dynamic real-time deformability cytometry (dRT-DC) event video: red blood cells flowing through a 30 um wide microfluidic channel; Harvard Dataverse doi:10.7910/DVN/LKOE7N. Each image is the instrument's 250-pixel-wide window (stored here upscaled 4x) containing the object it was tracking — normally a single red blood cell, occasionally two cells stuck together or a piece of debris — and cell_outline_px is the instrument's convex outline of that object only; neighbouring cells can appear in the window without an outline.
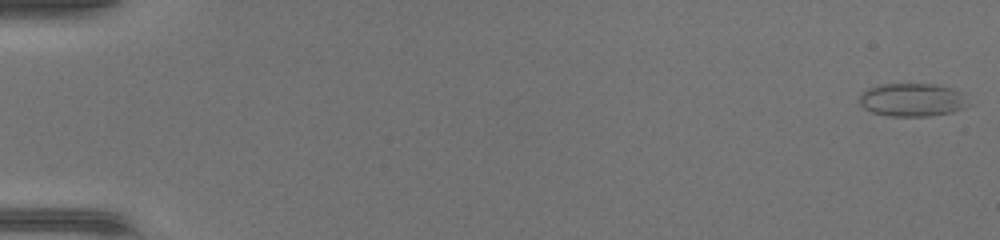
{"species": "common noctule bat (a hibernating species)", "species_latin": "Nyctalus noctula", "temperature_condition": "warm", "stored_images_in_passage": 47, "camera_frame_rate_fps": 3000, "um_per_image_px": 0.085, "animal": {"sex": "female", "body_mass_g": 17.0, "forearm_length_mm": 48.0}, "frame": {"image": 1, "passage_image": 1, "time_ms": 0.0, "image_size_px": [1000, 240], "cell_outline_px": [[972, 104], [964, 108], [952, 112], [928, 116], [888, 116], [872, 112], [864, 108], [860, 104], [860, 96], [868, 88], [880, 84], [932, 84], [952, 88], [960, 92]], "centroid_in_image_um": [77.57, 8.49], "position_along_channel_um": 7.4, "area_um2": 21.1}}
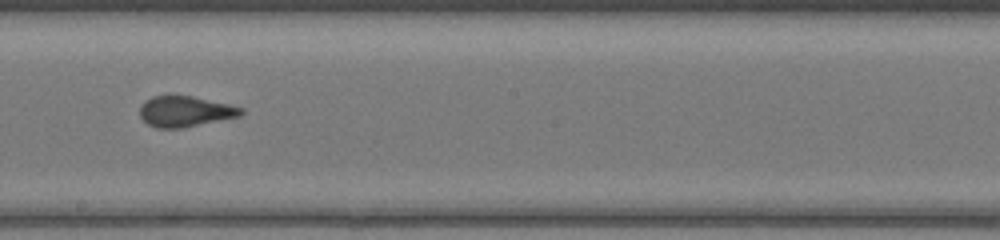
{"frame": {"image": 2, "passage_image": 28, "time_ms": 9.0, "image_size_px": [1000, 240], "cell_outline_px": [[244, 112], [240, 116], [184, 128], [156, 128], [148, 124], [140, 116], [140, 104], [152, 96], [168, 92], [192, 96], [228, 104], [244, 108]], "centroid_in_image_um": [15.7, 9.43], "position_along_channel_um": 232.5, "area_um2": 18.67}}
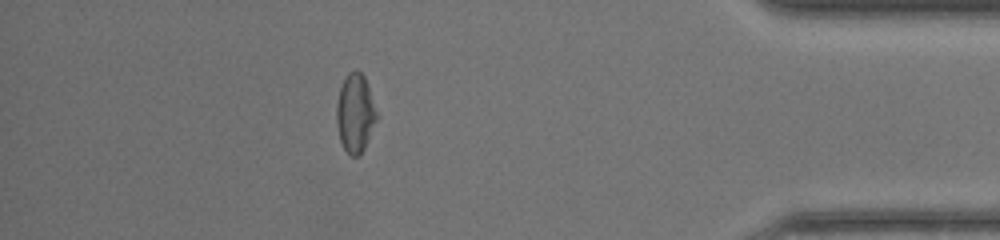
{"frame": {"image": 3, "passage_image": 42, "time_ms": 13.667, "image_size_px": [1000, 240], "cell_outline_px": [[376, 120], [364, 148], [360, 156], [352, 156], [344, 148], [340, 140], [336, 120], [336, 104], [340, 88], [348, 72], [356, 68], [364, 76], [376, 112]], "centroid_in_image_um": [30.16, 9.61], "position_along_channel_um": 405.0, "area_um2": 17.98}}